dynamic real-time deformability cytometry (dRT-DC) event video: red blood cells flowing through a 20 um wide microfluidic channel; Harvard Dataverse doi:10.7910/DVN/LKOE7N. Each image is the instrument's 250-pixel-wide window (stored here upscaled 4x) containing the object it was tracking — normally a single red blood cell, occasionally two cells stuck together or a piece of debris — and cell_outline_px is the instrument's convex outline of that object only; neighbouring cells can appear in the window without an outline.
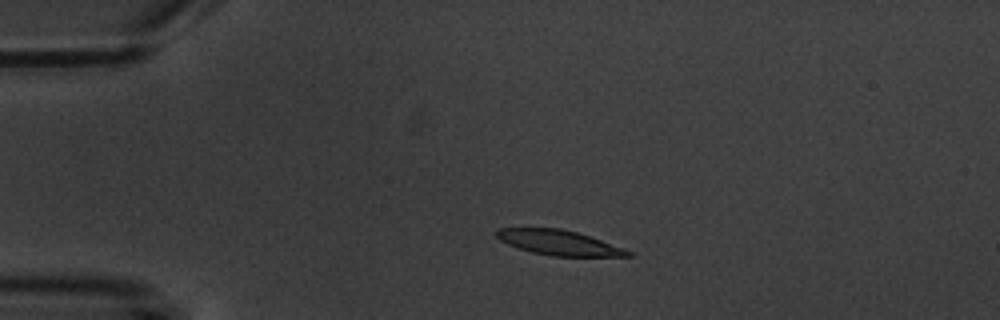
{"species": "common noctule bat (a hibernating species)", "species_latin": "Nyctalus noctula", "temperature_condition": "warm", "stored_images_in_passage": 4, "camera_frame_rate_fps": 3000, "um_per_image_px": 0.085, "animal": {"sex": "male", "body_mass_g": 20.1, "forearm_length_mm": 53.5}, "frame": {"image": 1, "passage_image": 3, "time_ms": 2.333, "image_size_px": [1000, 320], "cell_outline_px": [[636, 256], [552, 256], [532, 252], [508, 244], [500, 240], [496, 236], [496, 228], [560, 228], [576, 232], [624, 248], [632, 252]], "centroid_in_image_um": [47.5, 20.62], "position_along_channel_um": 37.5, "area_um2": 18.9}}